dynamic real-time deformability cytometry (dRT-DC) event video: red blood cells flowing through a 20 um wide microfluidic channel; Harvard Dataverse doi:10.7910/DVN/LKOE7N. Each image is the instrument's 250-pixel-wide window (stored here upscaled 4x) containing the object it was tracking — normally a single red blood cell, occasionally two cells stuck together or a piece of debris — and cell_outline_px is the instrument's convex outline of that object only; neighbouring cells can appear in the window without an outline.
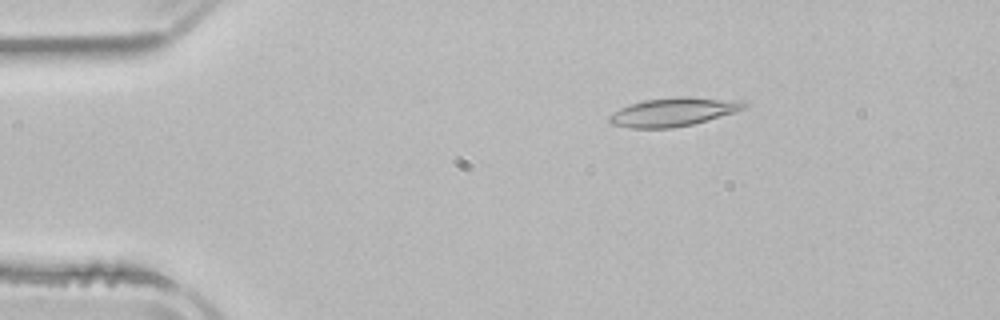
{"species": "common noctule bat (a hibernating species)", "species_latin": "Nyctalus noctula", "temperature_condition": "room temperature", "stored_images_in_passage": 2, "camera_frame_rate_fps": 3000, "um_per_image_px": 0.085, "animal": {"sex": "male", "body_mass_g": 21.5, "forearm_length_mm": 52.0}, "frame": {"image": 1, "passage_image": 1, "time_ms": 0.0, "image_size_px": [1000, 320], "cell_outline_px": [[752, 104], [736, 112], [692, 124], [672, 128], [628, 128], [612, 124], [608, 120], [608, 116], [612, 112], [628, 104], [644, 100], [680, 96], [688, 96], [744, 100]], "centroid_in_image_um": [57.27, 9.5], "position_along_channel_um": 27.7, "area_um2": 22.83}}